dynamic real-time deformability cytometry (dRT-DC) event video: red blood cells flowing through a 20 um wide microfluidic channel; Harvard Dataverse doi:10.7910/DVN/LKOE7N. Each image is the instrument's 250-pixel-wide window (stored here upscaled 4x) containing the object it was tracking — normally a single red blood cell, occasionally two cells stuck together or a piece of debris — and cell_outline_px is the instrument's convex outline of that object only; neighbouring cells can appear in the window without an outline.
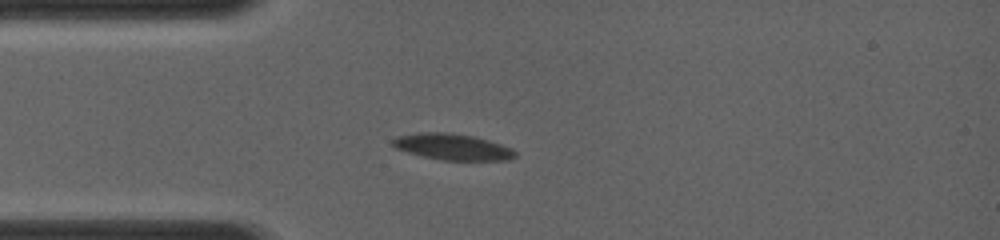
{"species": "common noctule bat (a hibernating species)", "species_latin": "Nyctalus noctula", "temperature_condition": "room temperature", "stored_images_in_passage": 4, "camera_frame_rate_fps": 4000, "um_per_image_px": 0.085, "animal": {"sex": "female", "body_mass_g": 19.0, "forearm_length_mm": 56.7}, "frame": {"image": 1, "passage_image": 4, "time_ms": 3.5, "image_size_px": [1000, 240], "cell_outline_px": [[516, 156], [508, 160], [444, 160], [424, 156], [408, 152], [396, 148], [392, 144], [392, 140], [396, 136], [420, 132], [448, 132], [472, 136], [488, 140], [512, 148], [516, 152]], "centroid_in_image_um": [38.46, 12.47], "position_along_channel_um": 46.5, "area_um2": 18.55}}